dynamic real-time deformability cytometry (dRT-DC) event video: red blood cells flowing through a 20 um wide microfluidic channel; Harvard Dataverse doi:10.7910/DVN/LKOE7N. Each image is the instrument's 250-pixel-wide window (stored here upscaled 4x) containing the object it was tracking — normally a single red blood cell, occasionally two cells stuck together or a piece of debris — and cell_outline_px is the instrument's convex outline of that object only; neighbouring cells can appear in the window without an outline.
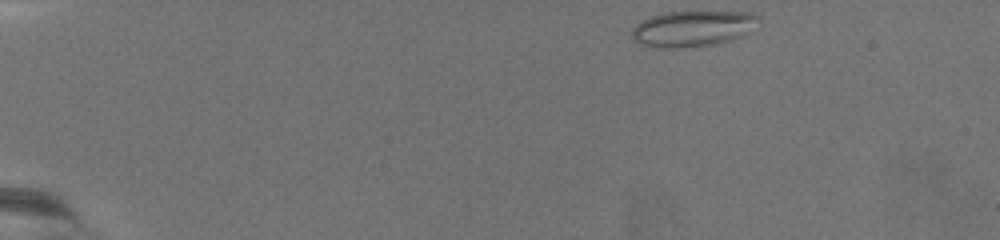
{"species": "common noctule bat (a hibernating species)", "species_latin": "Nyctalus noctula", "temperature_condition": "warm", "stored_images_in_passage": 29, "camera_frame_rate_fps": 3000, "um_per_image_px": 0.085, "animal": {"sex": "female", "body_mass_g": 19.5, "forearm_length_mm": 54.1}, "frame": {"image": 1, "passage_image": 1, "time_ms": 0.0, "image_size_px": [1000, 240], "cell_outline_px": [[760, 16], [740, 36], [716, 44], [676, 48], [656, 48], [644, 44], [636, 40], [632, 36], [632, 32], [636, 24], [652, 16], [668, 12], [752, 12]], "centroid_in_image_um": [58.82, 2.43], "position_along_channel_um": 26.2, "area_um2": 25.61}}
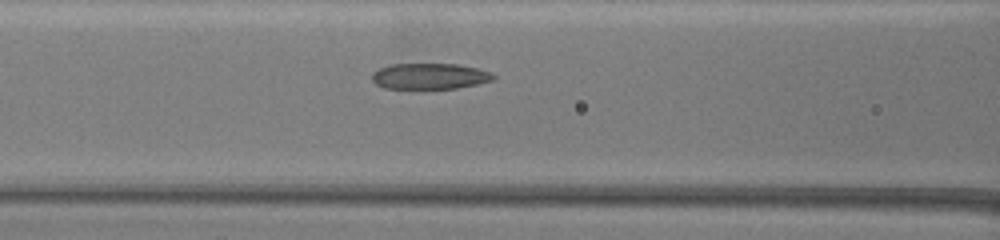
{"frame": {"image": 2, "passage_image": 22, "time_ms": 7.0, "image_size_px": [1000, 240], "cell_outline_px": [[496, 76], [492, 80], [476, 84], [456, 88], [384, 88], [376, 84], [372, 80], [372, 72], [388, 64], [456, 64], [476, 68], [488, 72]], "centroid_in_image_um": [36.47, 6.47], "position_along_channel_um": 130.1, "area_um2": 18.09}}
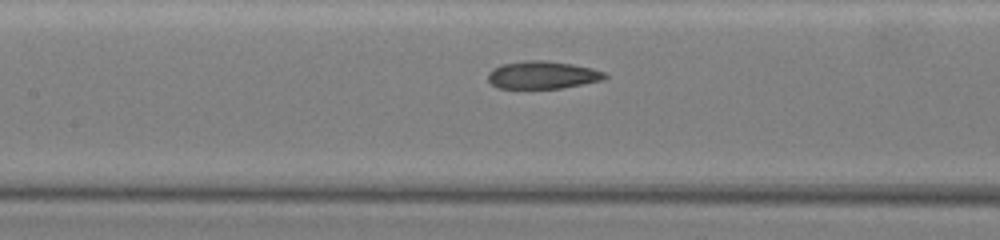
{"frame": {"image": 3, "passage_image": 25, "time_ms": 8.0, "image_size_px": [1000, 240], "cell_outline_px": [[608, 76], [600, 80], [560, 88], [496, 88], [488, 80], [488, 72], [492, 68], [500, 64], [524, 60], [544, 60], [572, 64], [592, 68], [604, 72]], "centroid_in_image_um": [46.04, 6.36], "position_along_channel_um": 161.4, "area_um2": 18.79}}